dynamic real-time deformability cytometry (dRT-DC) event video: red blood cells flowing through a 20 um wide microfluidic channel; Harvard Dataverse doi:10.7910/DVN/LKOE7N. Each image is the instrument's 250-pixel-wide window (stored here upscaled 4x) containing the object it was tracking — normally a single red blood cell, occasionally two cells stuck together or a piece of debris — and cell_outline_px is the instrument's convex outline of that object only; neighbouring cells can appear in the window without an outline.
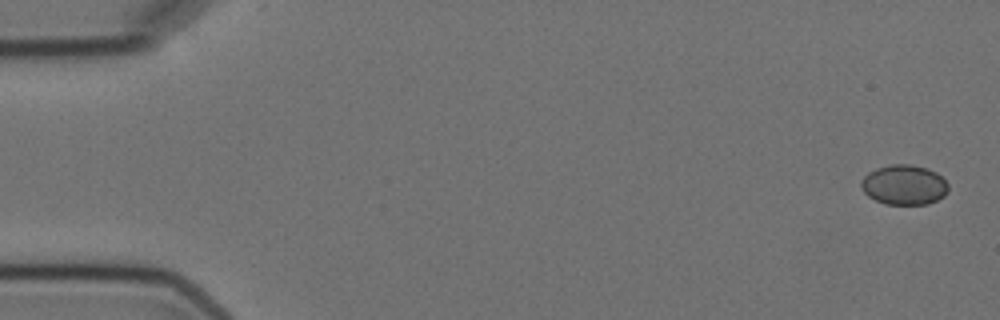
{"species": "Egyptian fruit bat (a non-hibernating species)", "species_latin": "Rousettus aegyptiacus", "temperature_condition": "cold", "stored_images_in_passage": 6, "camera_frame_rate_fps": 3000, "um_per_image_px": 0.085, "animal": {"sex": "female"}, "frame": {"image": 1, "passage_image": 1, "time_ms": 0.0, "image_size_px": [1000, 320], "cell_outline_px": [[948, 192], [944, 196], [928, 204], [884, 204], [868, 196], [864, 192], [860, 184], [860, 180], [868, 172], [876, 168], [892, 164], [908, 164], [928, 168], [936, 172], [948, 184]], "centroid_in_image_um": [76.84, 15.71], "position_along_channel_um": 8.2, "area_um2": 20.35}}
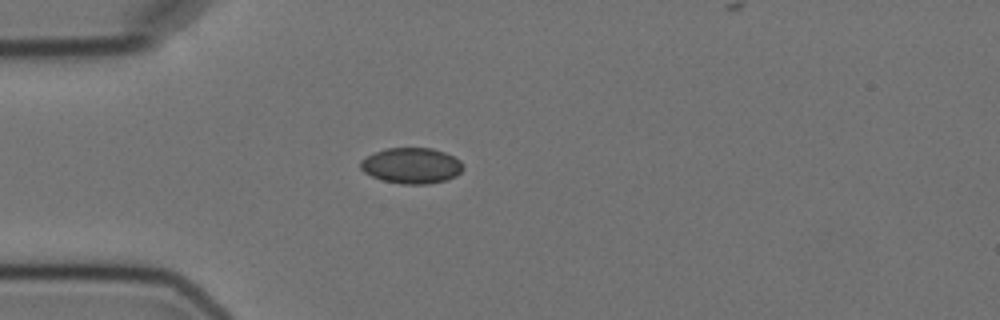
{"frame": {"image": 2, "passage_image": 5, "time_ms": 4.667, "image_size_px": [1000, 320], "cell_outline_px": [[464, 168], [456, 176], [444, 180], [428, 184], [400, 184], [384, 180], [372, 176], [364, 172], [360, 168], [360, 160], [384, 148], [432, 148], [444, 152], [460, 160], [464, 164]], "centroid_in_image_um": [34.99, 14.08], "position_along_channel_um": 50.0, "area_um2": 21.33}}